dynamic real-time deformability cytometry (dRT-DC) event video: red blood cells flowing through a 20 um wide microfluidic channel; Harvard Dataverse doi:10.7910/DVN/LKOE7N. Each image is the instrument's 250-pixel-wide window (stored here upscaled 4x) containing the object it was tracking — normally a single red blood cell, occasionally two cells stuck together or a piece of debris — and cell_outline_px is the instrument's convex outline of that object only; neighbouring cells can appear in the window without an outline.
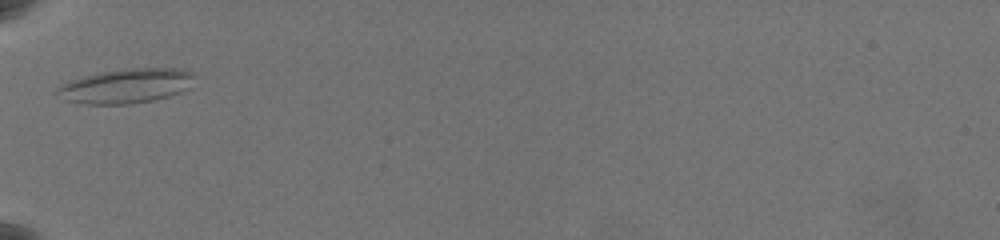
{"species": "common noctule bat (a hibernating species)", "species_latin": "Nyctalus noctula", "temperature_condition": "warm", "stored_images_in_passage": 4, "camera_frame_rate_fps": 3000, "um_per_image_px": 0.085, "animal": {"sex": "female", "body_mass_g": 19.5, "forearm_length_mm": 54.1}, "frame": {"image": 1, "passage_image": 1, "time_ms": 0.0, "image_size_px": [1000, 240], "cell_outline_px": [[196, 76], [188, 88], [180, 92], [168, 96], [152, 100], [128, 104], [84, 104], [64, 100], [56, 92], [56, 88], [60, 84], [68, 80], [100, 72], [124, 68], [176, 68], [196, 72]], "centroid_in_image_um": [10.71, 7.29], "position_along_channel_um": 74.3, "area_um2": 27.86}}